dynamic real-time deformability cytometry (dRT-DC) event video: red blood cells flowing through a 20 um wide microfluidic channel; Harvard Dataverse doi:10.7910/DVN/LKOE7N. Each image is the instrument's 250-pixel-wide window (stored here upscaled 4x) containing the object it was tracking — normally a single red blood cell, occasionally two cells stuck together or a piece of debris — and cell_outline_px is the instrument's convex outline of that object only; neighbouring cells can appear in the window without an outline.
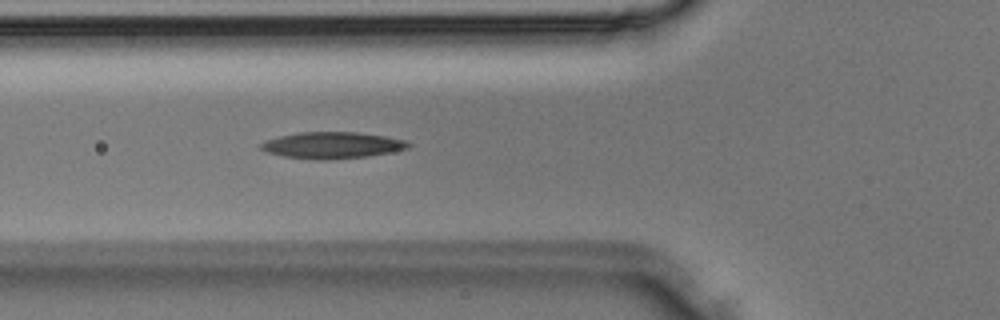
{"species": "Egyptian fruit bat (a non-hibernating species)", "species_latin": "Rousettus aegyptiacus", "temperature_condition": "room temperature", "stored_images_in_passage": 35, "camera_frame_rate_fps": 3000, "um_per_image_px": 0.085, "animal": {"sex": "male"}, "frame": {"image": 1, "passage_image": 12, "time_ms": 3.667, "image_size_px": [1000, 320], "cell_outline_px": [[412, 144], [408, 148], [368, 156], [328, 160], [320, 160], [284, 156], [268, 152], [260, 148], [260, 144], [264, 140], [280, 136], [300, 132], [356, 132], [384, 136], [408, 140]], "centroid_in_image_um": [28.24, 12.34], "position_along_channel_um": 97.6, "area_um2": 22.66}}
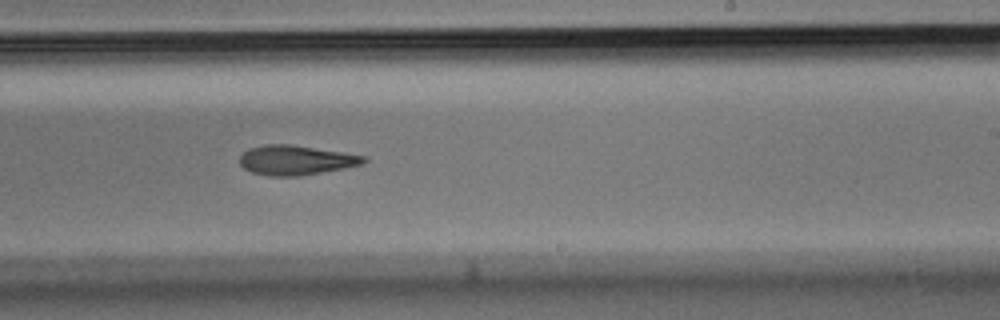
{"frame": {"image": 2, "passage_image": 21, "time_ms": 6.667, "image_size_px": [1000, 320], "cell_outline_px": [[368, 160], [360, 164], [344, 168], [296, 176], [268, 176], [252, 172], [244, 168], [240, 164], [240, 156], [248, 148], [264, 144], [288, 144], [368, 156]], "centroid_in_image_um": [25.12, 13.6], "position_along_channel_um": 263.9, "area_um2": 21.21}}
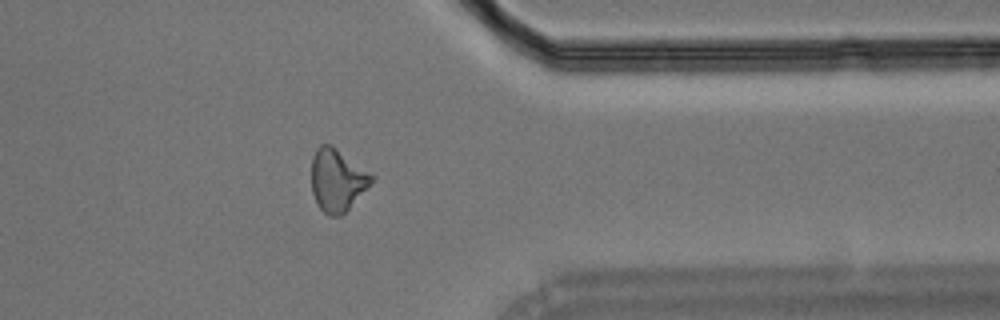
{"frame": {"image": 3, "passage_image": 28, "time_ms": 9.0, "image_size_px": [1000, 320], "cell_outline_px": [[376, 176], [348, 208], [340, 216], [328, 216], [316, 204], [312, 192], [312, 156], [316, 148], [320, 144], [332, 144]], "centroid_in_image_um": [28.64, 15.27], "position_along_channel_um": 382.8, "area_um2": 21.79}}